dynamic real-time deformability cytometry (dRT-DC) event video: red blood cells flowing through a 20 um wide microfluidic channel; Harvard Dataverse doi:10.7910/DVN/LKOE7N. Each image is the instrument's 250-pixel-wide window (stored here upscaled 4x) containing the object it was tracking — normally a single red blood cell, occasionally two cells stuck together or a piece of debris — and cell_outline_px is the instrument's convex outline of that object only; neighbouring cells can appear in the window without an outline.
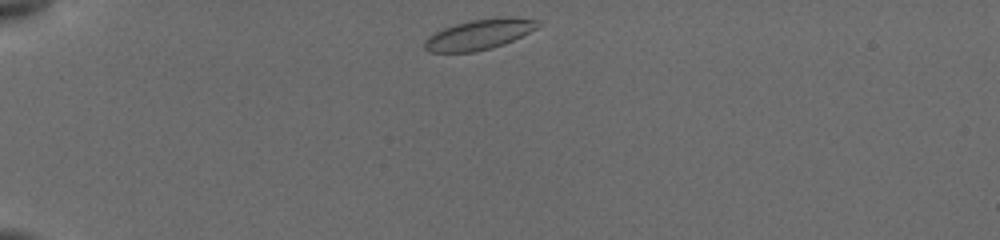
{"species": "common noctule bat (a hibernating species)", "species_latin": "Nyctalus noctula", "temperature_condition": "cold", "stored_images_in_passage": 33, "camera_frame_rate_fps": 3000, "um_per_image_px": 0.085, "animal": {"sex": "female", "body_mass_g": 19.5, "forearm_length_mm": 54.1}, "frame": {"image": 1, "passage_image": 1, "time_ms": 0.0, "image_size_px": [1000, 240], "cell_outline_px": [[540, 24], [536, 28], [504, 44], [492, 48], [472, 52], [428, 52], [424, 48], [424, 40], [428, 36], [444, 28], [456, 24], [472, 20], [496, 16], [512, 16], [540, 20]], "centroid_in_image_um": [40.74, 2.91], "position_along_channel_um": 44.3, "area_um2": 20.06}}
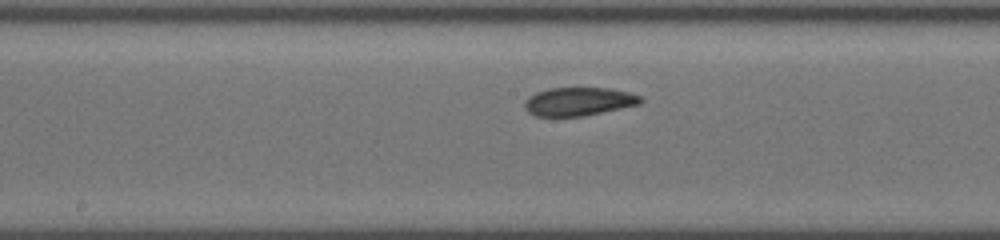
{"frame": {"image": 2, "passage_image": 18, "time_ms": 5.333, "image_size_px": [1000, 240], "cell_outline_px": [[644, 100], [640, 104], [584, 116], [536, 116], [528, 112], [524, 108], [524, 104], [528, 96], [536, 92], [548, 88], [608, 88], [628, 92], [640, 96]], "centroid_in_image_um": [49.17, 8.63], "position_along_channel_um": 199.0, "area_um2": 19.19}}
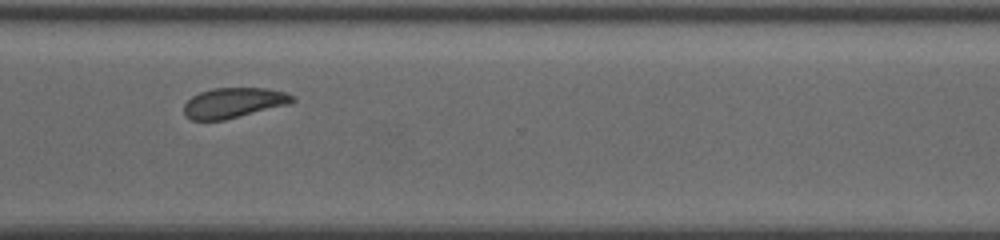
{"frame": {"image": 3, "passage_image": 32, "time_ms": 9.333, "image_size_px": [1000, 240], "cell_outline_px": [[296, 100], [288, 104], [224, 120], [192, 120], [184, 112], [184, 104], [192, 96], [200, 92], [212, 88], [268, 88], [284, 92], [296, 96]], "centroid_in_image_um": [19.87, 8.72], "position_along_channel_um": 350.7, "area_um2": 18.96}}